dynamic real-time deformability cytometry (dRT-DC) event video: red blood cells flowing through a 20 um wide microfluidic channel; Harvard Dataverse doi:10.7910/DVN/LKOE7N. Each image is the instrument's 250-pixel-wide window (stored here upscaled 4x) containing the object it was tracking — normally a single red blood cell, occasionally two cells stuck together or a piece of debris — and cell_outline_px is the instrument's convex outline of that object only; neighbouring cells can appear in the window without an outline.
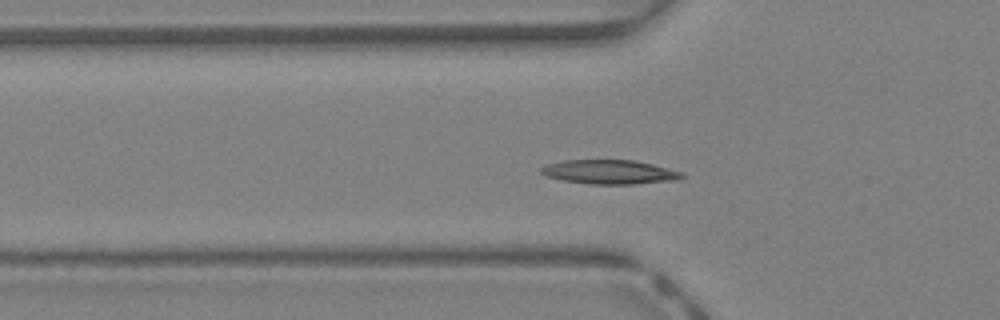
{"species": "Egyptian fruit bat (a non-hibernating species)", "species_latin": "Rousettus aegyptiacus", "temperature_condition": "warm", "stored_images_in_passage": 42, "camera_frame_rate_fps": 3000, "um_per_image_px": 0.085, "animal": {"sex": "female"}, "frame": {"image": 1, "passage_image": 12, "time_ms": 3.667, "image_size_px": [1000, 320], "cell_outline_px": [[684, 176], [680, 180], [632, 184], [588, 184], [560, 180], [548, 176], [540, 172], [540, 168], [548, 164], [564, 160], [636, 160], [684, 172]], "centroid_in_image_um": [51.85, 14.62], "position_along_channel_um": 74.0, "area_um2": 19.94}}
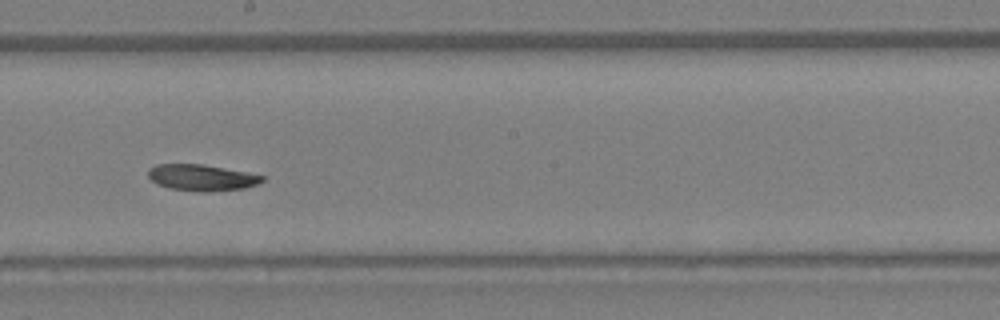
{"frame": {"image": 2, "passage_image": 22, "time_ms": 7.0, "image_size_px": [1000, 320], "cell_outline_px": [[264, 180], [256, 184], [244, 188], [204, 192], [200, 192], [172, 188], [156, 184], [148, 176], [148, 168], [156, 164], [204, 164], [264, 176]], "centroid_in_image_um": [17.1, 15.09], "position_along_channel_um": 231.1, "area_um2": 17.28}}
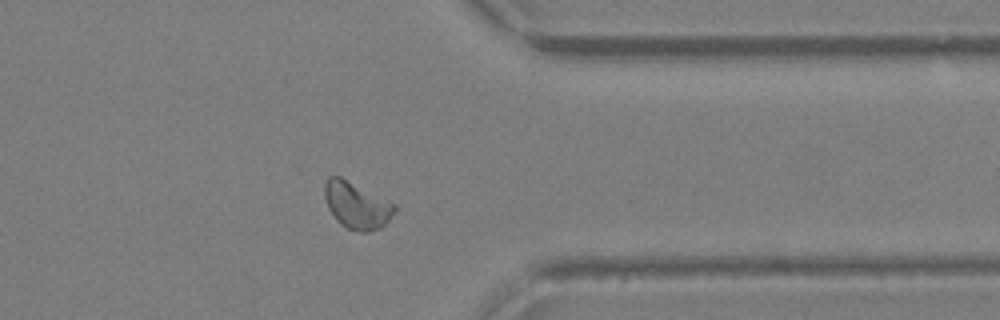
{"frame": {"image": 3, "passage_image": 32, "time_ms": 10.333, "image_size_px": [1000, 320], "cell_outline_px": [[396, 212], [380, 228], [368, 232], [360, 232], [348, 228], [340, 224], [336, 220], [328, 208], [324, 196], [324, 184], [328, 176], [340, 176], [396, 204]], "centroid_in_image_um": [30.31, 17.45], "position_along_channel_um": 381.1, "area_um2": 19.07}, "authors_computed_cell_mechanics": {"area_um2": 18.2937, "velocity_mm_per_s": 4.7152, "shape_relaxation_time_tau1_ms": 3.6862, "shape_relaxation_time_tau2_ms": null, "deformation_change_tau1": 0.1144, "deformation_change_tau2": null}}